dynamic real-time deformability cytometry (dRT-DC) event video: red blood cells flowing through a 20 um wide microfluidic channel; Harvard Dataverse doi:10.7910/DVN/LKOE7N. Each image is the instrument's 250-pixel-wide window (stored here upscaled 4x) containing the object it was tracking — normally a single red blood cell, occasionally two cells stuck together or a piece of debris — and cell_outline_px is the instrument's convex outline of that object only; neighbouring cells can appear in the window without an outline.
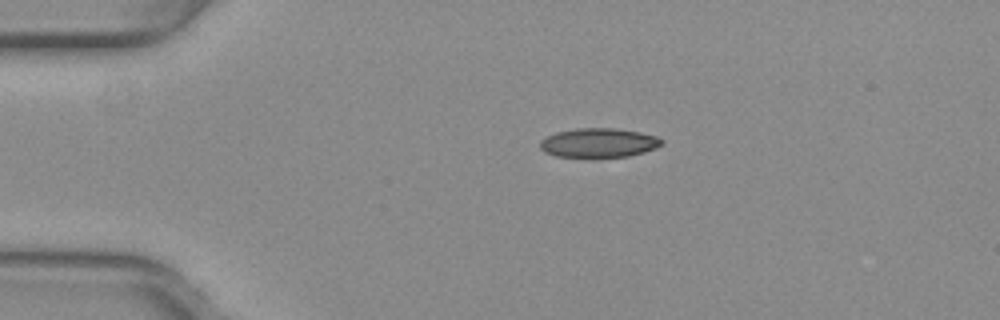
{"species": "common noctule bat (a hibernating species)", "species_latin": "Nyctalus noctula", "temperature_condition": "warm", "stored_images_in_passage": 42, "camera_frame_rate_fps": 3000, "um_per_image_px": 0.085, "animal": {"sex": "female", "body_mass_g": 29.2, "forearm_length_mm": 56.3}, "frame": {"image": 1, "passage_image": 1, "time_ms": 0.0, "image_size_px": [1000, 320], "cell_outline_px": [[664, 144], [656, 148], [644, 152], [628, 156], [596, 160], [556, 156], [544, 152], [540, 148], [540, 140], [556, 132], [576, 128], [616, 128], [640, 132], [656, 136], [664, 140]], "centroid_in_image_um": [50.89, 12.18], "position_along_channel_um": 34.1, "area_um2": 21.62}}
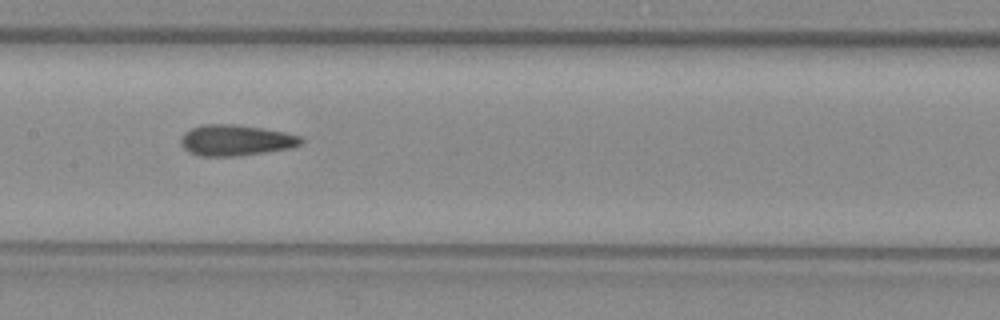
{"frame": {"image": 2, "passage_image": 16, "time_ms": 5.0, "image_size_px": [1000, 320], "cell_outline_px": [[304, 140], [300, 144], [292, 148], [236, 156], [200, 156], [188, 152], [180, 144], [180, 140], [184, 132], [192, 128], [204, 124], [236, 124], [264, 128], [284, 132], [300, 136]], "centroid_in_image_um": [20.02, 11.92], "position_along_channel_um": 187.4, "area_um2": 21.73}}
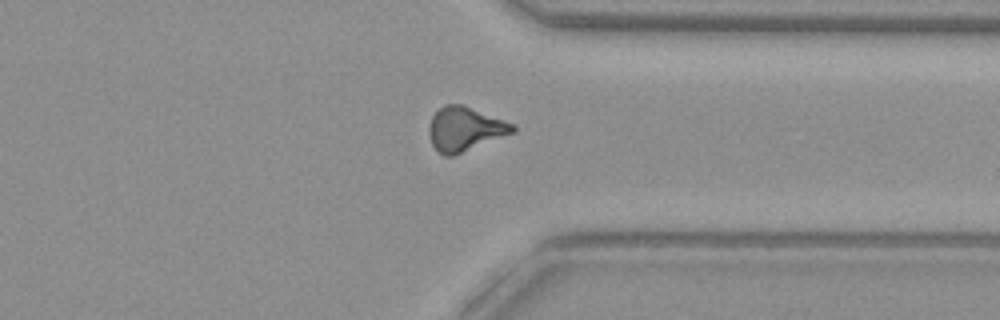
{"frame": {"image": 3, "passage_image": 30, "time_ms": 9.667, "image_size_px": [1000, 320], "cell_outline_px": [[516, 132], [452, 156], [444, 156], [432, 144], [428, 132], [428, 128], [432, 116], [444, 104], [464, 104], [516, 124]], "centroid_in_image_um": [39.55, 10.94], "position_along_channel_um": 371.8, "area_um2": 21.68}, "authors_computed_cell_mechanics": {"area_um2": 20.9814, "velocity_mm_per_s": 3.9978, "shape_relaxation_time_tau1_ms": null, "shape_relaxation_time_tau2_ms": 2.5115, "deformation_change_tau1": null, "deformation_change_tau2": 0.1003}}